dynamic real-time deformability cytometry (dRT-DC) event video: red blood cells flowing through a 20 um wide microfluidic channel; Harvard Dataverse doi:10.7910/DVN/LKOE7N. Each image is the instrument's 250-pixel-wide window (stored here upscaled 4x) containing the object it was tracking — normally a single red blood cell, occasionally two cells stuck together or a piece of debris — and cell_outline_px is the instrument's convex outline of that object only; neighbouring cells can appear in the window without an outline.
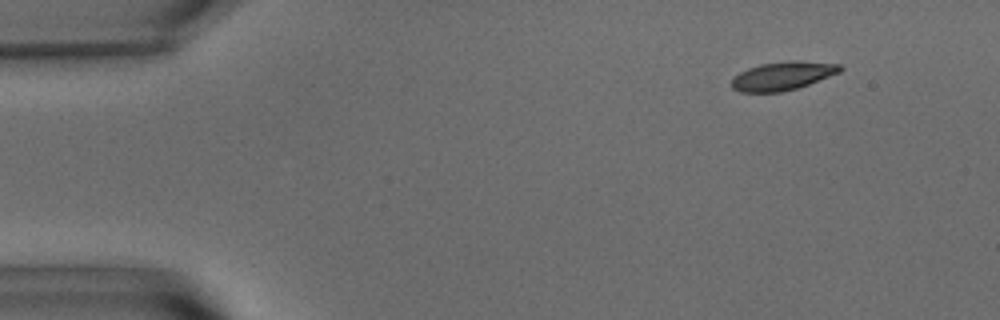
{"species": "common noctule bat (a hibernating species)", "species_latin": "Nyctalus noctula", "temperature_condition": "warm", "stored_images_in_passage": 51, "camera_frame_rate_fps": 3000, "um_per_image_px": 0.085, "animal": {"sex": "male", "body_mass_g": 15.6}, "frame": {"image": 1, "passage_image": 1, "time_ms": 0.0, "image_size_px": [1000, 320], "cell_outline_px": [[844, 68], [840, 72], [808, 84], [796, 88], [780, 92], [740, 92], [732, 88], [732, 80], [740, 72], [748, 68], [760, 64], [792, 60], [796, 60], [840, 64]], "centroid_in_image_um": [66.54, 6.44], "position_along_channel_um": 18.5, "area_um2": 17.86}}
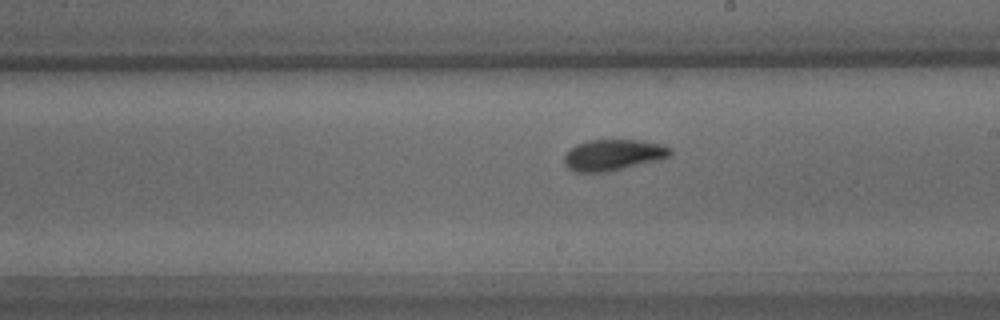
{"frame": {"image": 2, "passage_image": 27, "time_ms": 8.667, "image_size_px": [1000, 320], "cell_outline_px": [[672, 152], [668, 156], [660, 160], [608, 172], [576, 172], [568, 168], [564, 164], [564, 156], [576, 144], [588, 140], [640, 140], [660, 144], [672, 148]], "centroid_in_image_um": [52.12, 13.17], "position_along_channel_um": 236.9, "area_um2": 19.25}}
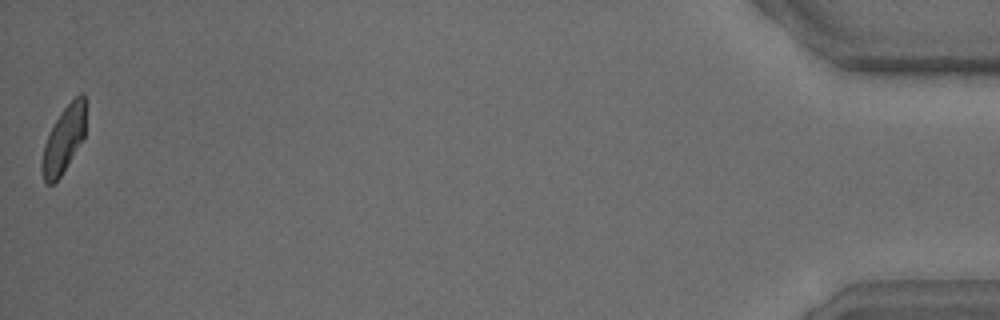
{"frame": {"image": 3, "passage_image": 51, "time_ms": 16.667, "image_size_px": [1000, 320], "cell_outline_px": [[84, 136], [60, 176], [52, 184], [48, 184], [44, 180], [40, 168], [40, 164], [44, 144], [60, 112], [80, 92], [84, 92]], "centroid_in_image_um": [5.38, 11.87], "position_along_channel_um": 429.8, "area_um2": 16.42}, "authors_computed_cell_mechanics": {"area_um2": 18.496, "velocity_mm_per_s": 3.5962, "shape_relaxation_time_tau1_ms": 3.3493, "shape_relaxation_time_tau2_ms": 1.5536, "deformation_change_tau1": 0.1484, "deformation_change_tau2": 0.0607}}